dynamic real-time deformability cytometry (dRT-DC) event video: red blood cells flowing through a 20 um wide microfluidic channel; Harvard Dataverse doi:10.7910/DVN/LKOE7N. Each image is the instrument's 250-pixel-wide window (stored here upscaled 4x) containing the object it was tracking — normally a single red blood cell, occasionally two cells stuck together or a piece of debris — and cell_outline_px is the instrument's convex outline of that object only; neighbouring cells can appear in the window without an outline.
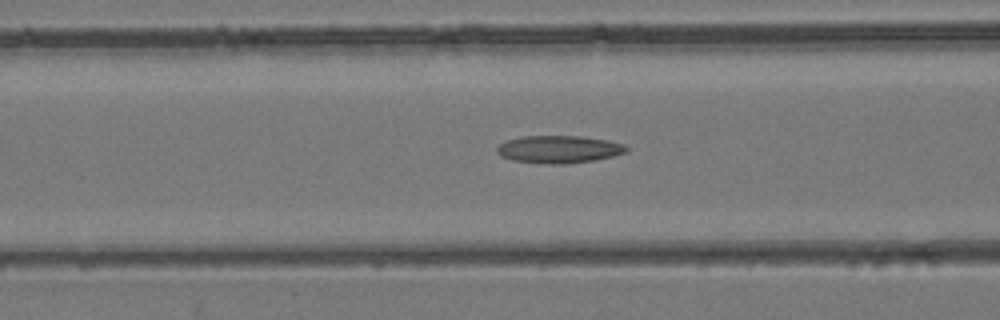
{"species": "common noctule bat (a hibernating species)", "species_latin": "Nyctalus noctula", "temperature_condition": "room temperature", "stored_images_in_passage": 44, "camera_frame_rate_fps": 3000, "um_per_image_px": 0.085, "animal": {"sex": "female", "body_mass_g": 24.6, "forearm_length_mm": 56.2}, "frame": {"image": 1, "passage_image": 18, "time_ms": 5.667, "image_size_px": [1000, 320], "cell_outline_px": [[628, 152], [596, 160], [568, 164], [544, 164], [512, 160], [500, 156], [496, 152], [496, 148], [500, 144], [508, 140], [520, 136], [580, 136], [608, 140], [624, 144], [628, 148]], "centroid_in_image_um": [47.51, 12.7], "position_along_channel_um": 119.1, "area_um2": 20.98}}
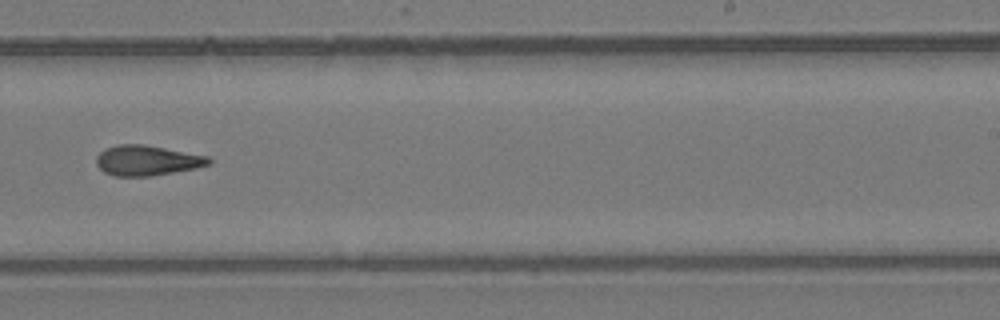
{"frame": {"image": 2, "passage_image": 28, "time_ms": 9.0, "image_size_px": [1000, 320], "cell_outline_px": [[212, 164], [196, 168], [152, 176], [116, 176], [104, 172], [96, 164], [96, 156], [104, 148], [116, 144], [144, 144], [208, 156], [212, 160]], "centroid_in_image_um": [12.49, 13.63], "position_along_channel_um": 276.5, "area_um2": 19.94}}
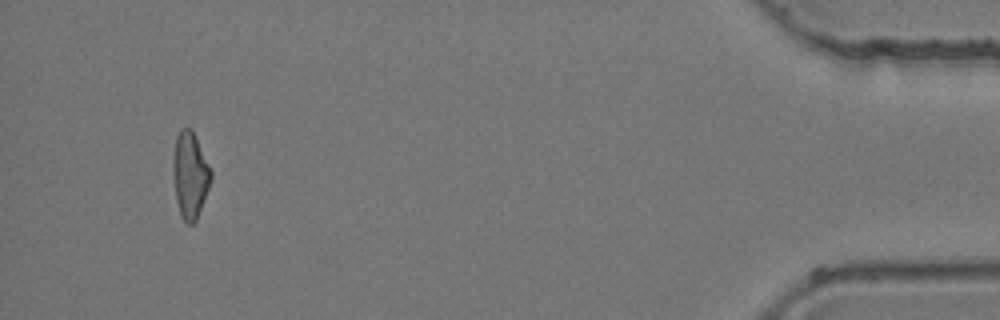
{"frame": {"image": 3, "passage_image": 42, "time_ms": 13.667, "image_size_px": [1000, 320], "cell_outline_px": [[212, 180], [196, 220], [192, 224], [188, 224], [180, 216], [176, 200], [172, 176], [172, 164], [176, 136], [180, 128], [192, 128], [212, 172]], "centroid_in_image_um": [16.14, 14.87], "position_along_channel_um": 419.1, "area_um2": 19.25}}